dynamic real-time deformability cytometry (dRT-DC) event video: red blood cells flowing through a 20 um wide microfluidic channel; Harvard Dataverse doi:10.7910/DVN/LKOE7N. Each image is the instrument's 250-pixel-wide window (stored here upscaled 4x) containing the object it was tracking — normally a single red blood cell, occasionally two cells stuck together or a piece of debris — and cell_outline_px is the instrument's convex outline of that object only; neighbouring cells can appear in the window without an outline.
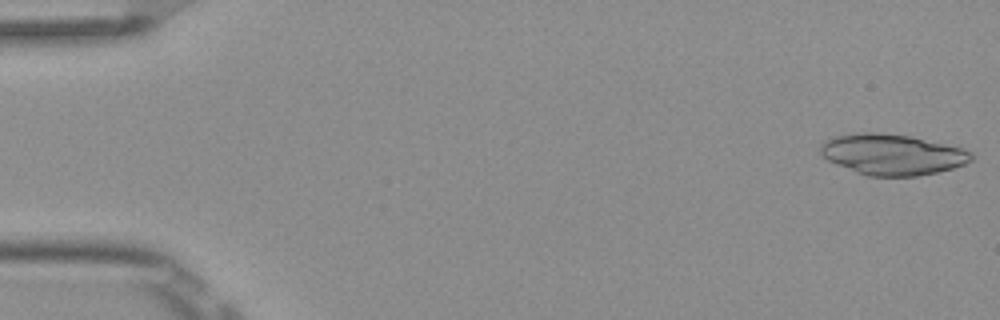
{"species": "Egyptian fruit bat (a non-hibernating species)", "species_latin": "Rousettus aegyptiacus", "temperature_condition": "room temperature", "stored_images_in_passage": 5, "camera_frame_rate_fps": 3000, "um_per_image_px": 0.085, "frame": {"image": 1, "passage_image": 1, "time_ms": 0.0, "image_size_px": [1000, 320], "cell_outline_px": [[976, 156], [972, 160], [964, 164], [952, 168], [936, 172], [916, 176], [868, 176], [856, 172], [836, 164], [828, 160], [820, 152], [820, 144], [836, 136], [864, 132], [876, 132], [912, 136], [964, 148], [972, 152]], "centroid_in_image_um": [75.89, 13.13], "position_along_channel_um": 9.1, "area_um2": 35.84}}